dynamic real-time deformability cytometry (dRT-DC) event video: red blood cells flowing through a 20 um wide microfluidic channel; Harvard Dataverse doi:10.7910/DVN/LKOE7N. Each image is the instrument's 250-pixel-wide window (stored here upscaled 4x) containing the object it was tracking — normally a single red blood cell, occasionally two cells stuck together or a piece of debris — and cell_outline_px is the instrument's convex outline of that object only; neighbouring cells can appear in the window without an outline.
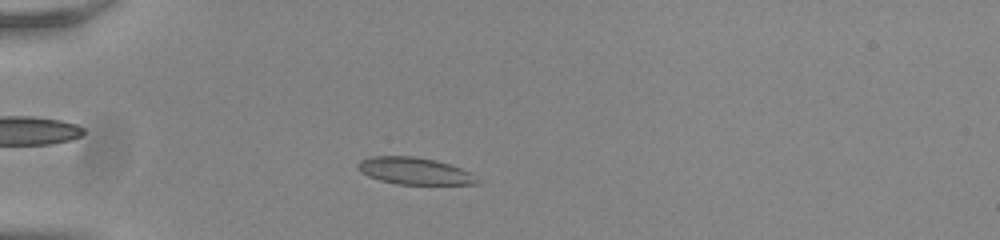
{"species": "common noctule bat (a hibernating species)", "species_latin": "Nyctalus noctula", "temperature_condition": "room temperature", "stored_images_in_passage": 40, "camera_frame_rate_fps": 3000, "um_per_image_px": 0.085, "animal": {"sex": "male", "body_mass_g": 20.0, "forearm_length_mm": 53.3}, "frame": {"image": 1, "passage_image": 2, "time_ms": 0.333, "image_size_px": [1000, 240], "cell_outline_px": [[480, 184], [396, 184], [380, 180], [368, 176], [360, 172], [356, 168], [356, 164], [360, 160], [372, 156], [412, 156], [436, 160], [472, 172]], "centroid_in_image_um": [35.19, 14.53], "position_along_channel_um": 49.8, "area_um2": 18.79}}
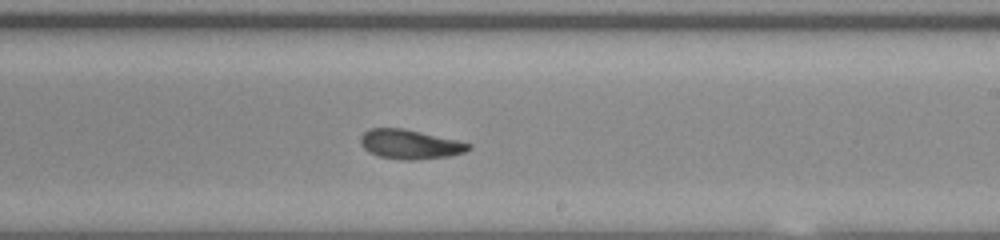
{"frame": {"image": 2, "passage_image": 20, "time_ms": 6.333, "image_size_px": [1000, 240], "cell_outline_px": [[472, 148], [464, 152], [448, 156], [416, 160], [404, 160], [380, 156], [368, 152], [360, 144], [360, 136], [368, 128], [404, 128], [456, 140], [472, 144]], "centroid_in_image_um": [34.82, 12.26], "position_along_channel_um": 254.2, "area_um2": 18.5}}
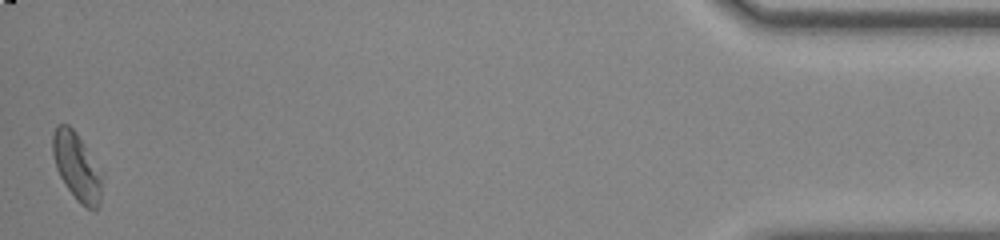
{"frame": {"image": 3, "passage_image": 40, "time_ms": 13.0, "image_size_px": [1000, 240], "cell_outline_px": [[104, 172], [100, 208], [96, 212], [80, 204], [76, 200], [64, 184], [56, 168], [52, 152], [52, 136], [56, 124], [68, 124], [76, 132]], "centroid_in_image_um": [6.58, 14.21], "position_along_channel_um": 428.6, "area_um2": 20.23}, "authors_computed_cell_mechanics": {"area_um2": 19.0451, "velocity_mm_per_s": 3.8206, "shape_relaxation_time_tau1_ms": null, "shape_relaxation_time_tau2_ms": 2.8077, "deformation_change_tau1": null, "deformation_change_tau2": 0.0776}}